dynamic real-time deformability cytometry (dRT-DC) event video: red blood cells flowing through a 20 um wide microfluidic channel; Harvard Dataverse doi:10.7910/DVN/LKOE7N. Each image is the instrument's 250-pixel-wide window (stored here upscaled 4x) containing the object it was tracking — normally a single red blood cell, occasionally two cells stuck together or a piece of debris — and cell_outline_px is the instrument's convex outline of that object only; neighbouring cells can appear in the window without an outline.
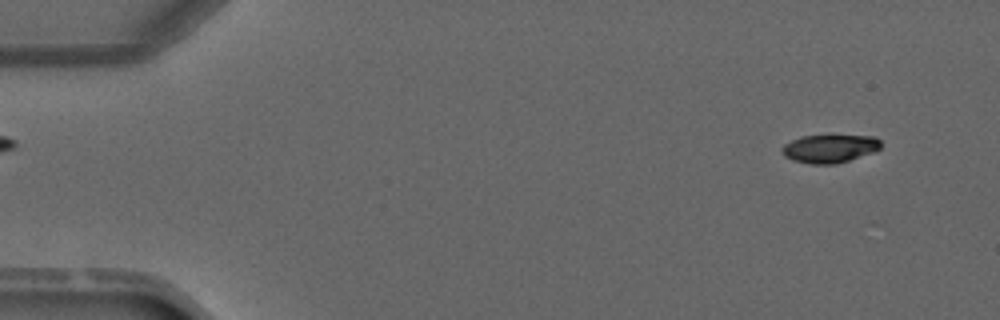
{"species": "common noctule bat (a hibernating species)", "species_latin": "Nyctalus noctula", "temperature_condition": "warm", "stored_images_in_passage": 2, "segment_of_instrument_passage": [2, 2], "camera_frame_rate_fps": 3000, "um_per_image_px": 0.085, "animal": {"sex": "male", "forearm_length_mm": 52.5}, "frame": {"image": 1, "passage_image": 2, "time_ms": 1.333, "image_size_px": [1000, 320], "cell_outline_px": [[880, 148], [872, 152], [836, 164], [812, 164], [792, 160], [784, 156], [780, 152], [780, 148], [784, 144], [800, 136], [828, 132], [876, 136], [880, 140]], "centroid_in_image_um": [70.49, 12.55], "position_along_channel_um": 14.5, "area_um2": 17.22}}